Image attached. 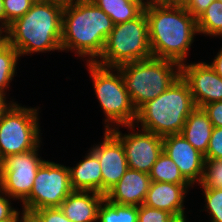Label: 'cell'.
Instances as JSON below:
<instances>
[{"label":"cell","instance_id":"1","mask_svg":"<svg viewBox=\"0 0 222 222\" xmlns=\"http://www.w3.org/2000/svg\"><path fill=\"white\" fill-rule=\"evenodd\" d=\"M154 58L187 62L188 51L198 34L196 19L182 4L148 1L144 8Z\"/></svg>","mask_w":222,"mask_h":222},{"label":"cell","instance_id":"2","mask_svg":"<svg viewBox=\"0 0 222 222\" xmlns=\"http://www.w3.org/2000/svg\"><path fill=\"white\" fill-rule=\"evenodd\" d=\"M113 27L112 19L91 0H65L62 52L74 51L78 57H87V63H95L103 53Z\"/></svg>","mask_w":222,"mask_h":222},{"label":"cell","instance_id":"3","mask_svg":"<svg viewBox=\"0 0 222 222\" xmlns=\"http://www.w3.org/2000/svg\"><path fill=\"white\" fill-rule=\"evenodd\" d=\"M65 0H37L20 18L9 24L4 39L19 53L62 51V18Z\"/></svg>","mask_w":222,"mask_h":222},{"label":"cell","instance_id":"4","mask_svg":"<svg viewBox=\"0 0 222 222\" xmlns=\"http://www.w3.org/2000/svg\"><path fill=\"white\" fill-rule=\"evenodd\" d=\"M196 108L188 83L180 76L166 91L137 110L135 125L164 137L179 134Z\"/></svg>","mask_w":222,"mask_h":222},{"label":"cell","instance_id":"5","mask_svg":"<svg viewBox=\"0 0 222 222\" xmlns=\"http://www.w3.org/2000/svg\"><path fill=\"white\" fill-rule=\"evenodd\" d=\"M117 68L136 110L166 91L181 76L179 63L154 57Z\"/></svg>","mask_w":222,"mask_h":222},{"label":"cell","instance_id":"6","mask_svg":"<svg viewBox=\"0 0 222 222\" xmlns=\"http://www.w3.org/2000/svg\"><path fill=\"white\" fill-rule=\"evenodd\" d=\"M87 67L95 95L105 114L104 129L111 130L116 126L135 124L137 110L125 88L120 70L117 67H105L89 62Z\"/></svg>","mask_w":222,"mask_h":222},{"label":"cell","instance_id":"7","mask_svg":"<svg viewBox=\"0 0 222 222\" xmlns=\"http://www.w3.org/2000/svg\"><path fill=\"white\" fill-rule=\"evenodd\" d=\"M152 57L148 21L143 11L135 19L114 25L107 37L103 53L95 63L116 68L125 63Z\"/></svg>","mask_w":222,"mask_h":222},{"label":"cell","instance_id":"8","mask_svg":"<svg viewBox=\"0 0 222 222\" xmlns=\"http://www.w3.org/2000/svg\"><path fill=\"white\" fill-rule=\"evenodd\" d=\"M39 108L12 102L0 116V162L36 148L41 142Z\"/></svg>","mask_w":222,"mask_h":222},{"label":"cell","instance_id":"9","mask_svg":"<svg viewBox=\"0 0 222 222\" xmlns=\"http://www.w3.org/2000/svg\"><path fill=\"white\" fill-rule=\"evenodd\" d=\"M72 191L68 166L45 160L37 170L32 191L22 202V208L36 211L59 207Z\"/></svg>","mask_w":222,"mask_h":222},{"label":"cell","instance_id":"10","mask_svg":"<svg viewBox=\"0 0 222 222\" xmlns=\"http://www.w3.org/2000/svg\"><path fill=\"white\" fill-rule=\"evenodd\" d=\"M40 144L27 152L10 155L0 162L3 193L22 203L31 193L37 170L45 161L38 157Z\"/></svg>","mask_w":222,"mask_h":222},{"label":"cell","instance_id":"11","mask_svg":"<svg viewBox=\"0 0 222 222\" xmlns=\"http://www.w3.org/2000/svg\"><path fill=\"white\" fill-rule=\"evenodd\" d=\"M131 133L123 134L119 126L109 130L123 145L128 167L139 172L147 173L163 152V137L150 131L136 130V125H124Z\"/></svg>","mask_w":222,"mask_h":222},{"label":"cell","instance_id":"12","mask_svg":"<svg viewBox=\"0 0 222 222\" xmlns=\"http://www.w3.org/2000/svg\"><path fill=\"white\" fill-rule=\"evenodd\" d=\"M181 76L188 83L196 107L222 100V78L206 62L184 63Z\"/></svg>","mask_w":222,"mask_h":222},{"label":"cell","instance_id":"13","mask_svg":"<svg viewBox=\"0 0 222 222\" xmlns=\"http://www.w3.org/2000/svg\"><path fill=\"white\" fill-rule=\"evenodd\" d=\"M163 152L177 165L182 176L193 186L202 183L206 161L180 133L163 137Z\"/></svg>","mask_w":222,"mask_h":222},{"label":"cell","instance_id":"14","mask_svg":"<svg viewBox=\"0 0 222 222\" xmlns=\"http://www.w3.org/2000/svg\"><path fill=\"white\" fill-rule=\"evenodd\" d=\"M104 140L91 150L98 158L102 172V194L105 195L129 169L122 143L109 131H104Z\"/></svg>","mask_w":222,"mask_h":222},{"label":"cell","instance_id":"15","mask_svg":"<svg viewBox=\"0 0 222 222\" xmlns=\"http://www.w3.org/2000/svg\"><path fill=\"white\" fill-rule=\"evenodd\" d=\"M151 182L149 174L129 168L105 194V199L120 205L140 206L145 201Z\"/></svg>","mask_w":222,"mask_h":222},{"label":"cell","instance_id":"16","mask_svg":"<svg viewBox=\"0 0 222 222\" xmlns=\"http://www.w3.org/2000/svg\"><path fill=\"white\" fill-rule=\"evenodd\" d=\"M192 185H180L152 181L144 205L168 211L175 218L186 216L184 200Z\"/></svg>","mask_w":222,"mask_h":222},{"label":"cell","instance_id":"17","mask_svg":"<svg viewBox=\"0 0 222 222\" xmlns=\"http://www.w3.org/2000/svg\"><path fill=\"white\" fill-rule=\"evenodd\" d=\"M105 195L95 191L73 190L59 206L72 222H98V209Z\"/></svg>","mask_w":222,"mask_h":222},{"label":"cell","instance_id":"18","mask_svg":"<svg viewBox=\"0 0 222 222\" xmlns=\"http://www.w3.org/2000/svg\"><path fill=\"white\" fill-rule=\"evenodd\" d=\"M84 158L75 167L68 166L72 189L102 194V172L99 160L91 150Z\"/></svg>","mask_w":222,"mask_h":222},{"label":"cell","instance_id":"19","mask_svg":"<svg viewBox=\"0 0 222 222\" xmlns=\"http://www.w3.org/2000/svg\"><path fill=\"white\" fill-rule=\"evenodd\" d=\"M213 129L212 122L202 108L196 107L187 117L181 135L200 153L206 154Z\"/></svg>","mask_w":222,"mask_h":222},{"label":"cell","instance_id":"20","mask_svg":"<svg viewBox=\"0 0 222 222\" xmlns=\"http://www.w3.org/2000/svg\"><path fill=\"white\" fill-rule=\"evenodd\" d=\"M101 8L114 25L137 18L143 11L147 0H91Z\"/></svg>","mask_w":222,"mask_h":222},{"label":"cell","instance_id":"21","mask_svg":"<svg viewBox=\"0 0 222 222\" xmlns=\"http://www.w3.org/2000/svg\"><path fill=\"white\" fill-rule=\"evenodd\" d=\"M19 59L18 51L3 39L0 42V93L4 96H8L6 95L7 88L10 87L9 84L17 74L16 66Z\"/></svg>","mask_w":222,"mask_h":222},{"label":"cell","instance_id":"22","mask_svg":"<svg viewBox=\"0 0 222 222\" xmlns=\"http://www.w3.org/2000/svg\"><path fill=\"white\" fill-rule=\"evenodd\" d=\"M151 181L191 185L180 173L177 165L164 152L160 154L149 172Z\"/></svg>","mask_w":222,"mask_h":222},{"label":"cell","instance_id":"23","mask_svg":"<svg viewBox=\"0 0 222 222\" xmlns=\"http://www.w3.org/2000/svg\"><path fill=\"white\" fill-rule=\"evenodd\" d=\"M99 222H138V206L120 205L103 200L99 209Z\"/></svg>","mask_w":222,"mask_h":222},{"label":"cell","instance_id":"24","mask_svg":"<svg viewBox=\"0 0 222 222\" xmlns=\"http://www.w3.org/2000/svg\"><path fill=\"white\" fill-rule=\"evenodd\" d=\"M196 21L198 35L222 38V2L214 0Z\"/></svg>","mask_w":222,"mask_h":222},{"label":"cell","instance_id":"25","mask_svg":"<svg viewBox=\"0 0 222 222\" xmlns=\"http://www.w3.org/2000/svg\"><path fill=\"white\" fill-rule=\"evenodd\" d=\"M205 197L204 211L208 212L210 222H222V188L201 186Z\"/></svg>","mask_w":222,"mask_h":222},{"label":"cell","instance_id":"26","mask_svg":"<svg viewBox=\"0 0 222 222\" xmlns=\"http://www.w3.org/2000/svg\"><path fill=\"white\" fill-rule=\"evenodd\" d=\"M37 0H3L5 31L14 20L22 17Z\"/></svg>","mask_w":222,"mask_h":222},{"label":"cell","instance_id":"27","mask_svg":"<svg viewBox=\"0 0 222 222\" xmlns=\"http://www.w3.org/2000/svg\"><path fill=\"white\" fill-rule=\"evenodd\" d=\"M204 177L199 186L222 188V160H205Z\"/></svg>","mask_w":222,"mask_h":222},{"label":"cell","instance_id":"28","mask_svg":"<svg viewBox=\"0 0 222 222\" xmlns=\"http://www.w3.org/2000/svg\"><path fill=\"white\" fill-rule=\"evenodd\" d=\"M174 219L168 211L150 208L144 204L138 206V222H172Z\"/></svg>","mask_w":222,"mask_h":222},{"label":"cell","instance_id":"29","mask_svg":"<svg viewBox=\"0 0 222 222\" xmlns=\"http://www.w3.org/2000/svg\"><path fill=\"white\" fill-rule=\"evenodd\" d=\"M205 160H222V127H213Z\"/></svg>","mask_w":222,"mask_h":222},{"label":"cell","instance_id":"30","mask_svg":"<svg viewBox=\"0 0 222 222\" xmlns=\"http://www.w3.org/2000/svg\"><path fill=\"white\" fill-rule=\"evenodd\" d=\"M44 222H72L59 207L42 208L34 211Z\"/></svg>","mask_w":222,"mask_h":222},{"label":"cell","instance_id":"31","mask_svg":"<svg viewBox=\"0 0 222 222\" xmlns=\"http://www.w3.org/2000/svg\"><path fill=\"white\" fill-rule=\"evenodd\" d=\"M213 127H222V100L211 102L202 107Z\"/></svg>","mask_w":222,"mask_h":222},{"label":"cell","instance_id":"32","mask_svg":"<svg viewBox=\"0 0 222 222\" xmlns=\"http://www.w3.org/2000/svg\"><path fill=\"white\" fill-rule=\"evenodd\" d=\"M214 0H185L182 5L197 20Z\"/></svg>","mask_w":222,"mask_h":222},{"label":"cell","instance_id":"33","mask_svg":"<svg viewBox=\"0 0 222 222\" xmlns=\"http://www.w3.org/2000/svg\"><path fill=\"white\" fill-rule=\"evenodd\" d=\"M11 197L3 193L0 195V221L8 218L11 216L16 209L12 207Z\"/></svg>","mask_w":222,"mask_h":222},{"label":"cell","instance_id":"34","mask_svg":"<svg viewBox=\"0 0 222 222\" xmlns=\"http://www.w3.org/2000/svg\"><path fill=\"white\" fill-rule=\"evenodd\" d=\"M209 65L222 78V48L219 50V52Z\"/></svg>","mask_w":222,"mask_h":222},{"label":"cell","instance_id":"35","mask_svg":"<svg viewBox=\"0 0 222 222\" xmlns=\"http://www.w3.org/2000/svg\"><path fill=\"white\" fill-rule=\"evenodd\" d=\"M23 222H44L34 211L23 209Z\"/></svg>","mask_w":222,"mask_h":222},{"label":"cell","instance_id":"36","mask_svg":"<svg viewBox=\"0 0 222 222\" xmlns=\"http://www.w3.org/2000/svg\"><path fill=\"white\" fill-rule=\"evenodd\" d=\"M20 216V211L18 209L8 218L1 220L0 222H23V208Z\"/></svg>","mask_w":222,"mask_h":222},{"label":"cell","instance_id":"37","mask_svg":"<svg viewBox=\"0 0 222 222\" xmlns=\"http://www.w3.org/2000/svg\"><path fill=\"white\" fill-rule=\"evenodd\" d=\"M6 96L0 93V116L3 114V112L9 107V105L13 102L6 100Z\"/></svg>","mask_w":222,"mask_h":222},{"label":"cell","instance_id":"38","mask_svg":"<svg viewBox=\"0 0 222 222\" xmlns=\"http://www.w3.org/2000/svg\"><path fill=\"white\" fill-rule=\"evenodd\" d=\"M0 29L5 32V12L3 8V0H0Z\"/></svg>","mask_w":222,"mask_h":222},{"label":"cell","instance_id":"39","mask_svg":"<svg viewBox=\"0 0 222 222\" xmlns=\"http://www.w3.org/2000/svg\"><path fill=\"white\" fill-rule=\"evenodd\" d=\"M162 2H166V3H178V4H182L185 0H160Z\"/></svg>","mask_w":222,"mask_h":222},{"label":"cell","instance_id":"40","mask_svg":"<svg viewBox=\"0 0 222 222\" xmlns=\"http://www.w3.org/2000/svg\"><path fill=\"white\" fill-rule=\"evenodd\" d=\"M3 194V176L0 170V195Z\"/></svg>","mask_w":222,"mask_h":222},{"label":"cell","instance_id":"41","mask_svg":"<svg viewBox=\"0 0 222 222\" xmlns=\"http://www.w3.org/2000/svg\"><path fill=\"white\" fill-rule=\"evenodd\" d=\"M187 216H183V217H180V218H175L172 222H187Z\"/></svg>","mask_w":222,"mask_h":222},{"label":"cell","instance_id":"42","mask_svg":"<svg viewBox=\"0 0 222 222\" xmlns=\"http://www.w3.org/2000/svg\"><path fill=\"white\" fill-rule=\"evenodd\" d=\"M4 39V32L0 29V42Z\"/></svg>","mask_w":222,"mask_h":222}]
</instances>
